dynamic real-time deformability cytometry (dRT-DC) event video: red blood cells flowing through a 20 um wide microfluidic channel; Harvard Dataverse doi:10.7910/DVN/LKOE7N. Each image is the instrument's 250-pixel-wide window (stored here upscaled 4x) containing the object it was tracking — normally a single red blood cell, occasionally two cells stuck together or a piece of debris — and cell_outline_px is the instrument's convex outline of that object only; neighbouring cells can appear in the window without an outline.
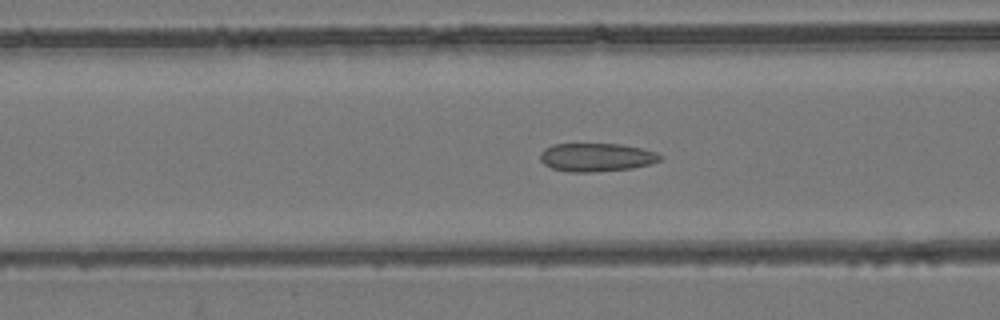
{"species": "common noctule bat (a hibernating species)", "species_latin": "Nyctalus noctula", "temperature_condition": "room temperature", "stored_images_in_passage": 19, "camera_frame_rate_fps": 3000, "um_per_image_px": 0.085, "animal": {"sex": "female", "body_mass_g": 24.6, "forearm_length_mm": 56.2}, "frame": {"image": 1, "passage_image": 10, "time_ms": 3.0, "image_size_px": [1000, 320], "cell_outline_px": [[664, 156], [660, 160], [652, 164], [632, 168], [592, 172], [572, 172], [552, 168], [544, 164], [540, 160], [540, 152], [544, 148], [552, 144], [620, 144], [640, 148], [656, 152]], "centroid_in_image_um": [50.7, 13.37], "position_along_channel_um": 115.9, "area_um2": 19.88}}
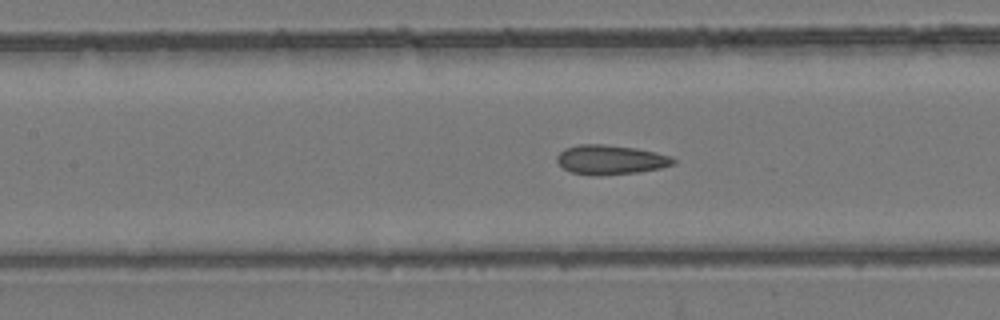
{"frame": {"image": 2, "passage_image": 13, "time_ms": 4.0, "image_size_px": [1000, 320], "cell_outline_px": [[676, 164], [660, 168], [640, 172], [600, 176], [592, 176], [572, 172], [564, 168], [556, 160], [556, 156], [564, 148], [580, 144], [604, 144], [636, 148], [656, 152], [672, 156], [676, 160]], "centroid_in_image_um": [51.92, 13.58], "position_along_channel_um": 155.5, "area_um2": 20.23}}
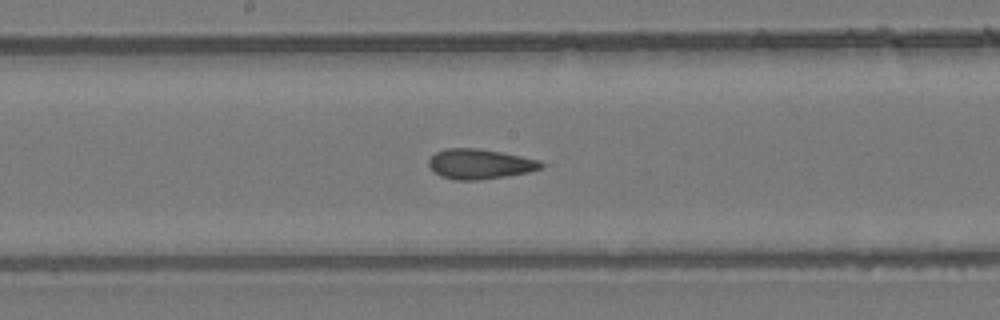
{"frame": {"image": 3, "passage_image": 17, "time_ms": 5.333, "image_size_px": [1000, 320], "cell_outline_px": [[544, 168], [528, 172], [480, 180], [456, 180], [440, 176], [428, 164], [428, 160], [436, 152], [444, 148], [476, 148], [500, 152], [540, 160], [544, 164]], "centroid_in_image_um": [40.79, 13.94], "position_along_channel_um": 207.4, "area_um2": 19.54}}